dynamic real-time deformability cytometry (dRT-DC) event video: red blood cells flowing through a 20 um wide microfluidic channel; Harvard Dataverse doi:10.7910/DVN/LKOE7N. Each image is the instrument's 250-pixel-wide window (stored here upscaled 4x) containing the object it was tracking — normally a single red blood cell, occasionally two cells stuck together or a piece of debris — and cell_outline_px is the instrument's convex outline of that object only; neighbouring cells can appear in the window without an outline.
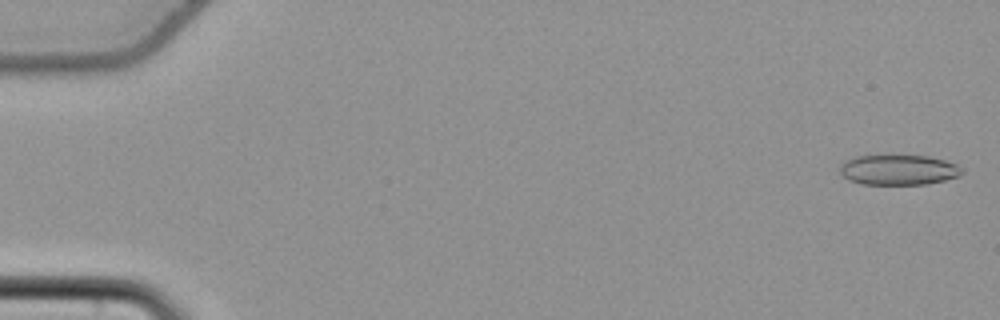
{"species": "common noctule bat (a hibernating species)", "species_latin": "Nyctalus noctula", "temperature_condition": "cold", "stored_images_in_passage": 56, "camera_frame_rate_fps": 3000, "um_per_image_px": 0.085, "animal": {"sex": "female", "body_mass_g": 22.7, "forearm_length_mm": 54.2}, "frame": {"image": 1, "passage_image": 2, "time_ms": 0.333, "image_size_px": [1000, 320], "cell_outline_px": [[964, 172], [960, 176], [928, 184], [860, 184], [848, 180], [840, 172], [840, 164], [844, 160], [856, 156], [892, 152], [928, 156], [944, 160], [956, 164], [964, 168]], "centroid_in_image_um": [76.36, 14.38], "position_along_channel_um": 8.6, "area_um2": 22.6}}
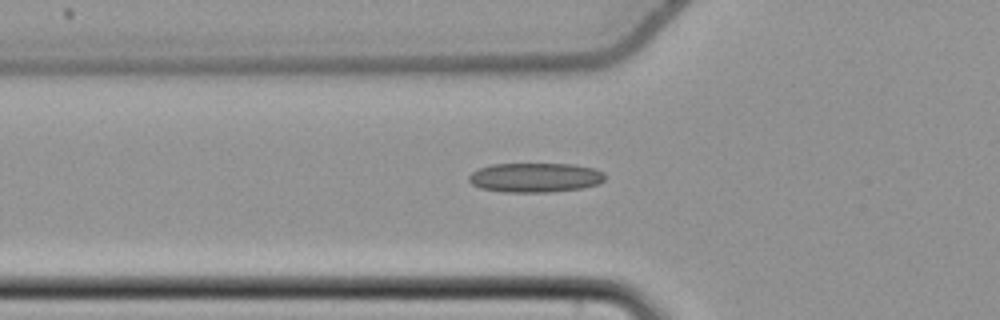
{"frame": {"image": 2, "passage_image": 21, "time_ms": 6.667, "image_size_px": [1000, 320], "cell_outline_px": [[604, 180], [600, 184], [580, 188], [548, 192], [504, 192], [480, 188], [472, 184], [468, 180], [468, 176], [472, 172], [480, 168], [492, 164], [576, 164], [596, 168], [604, 172]], "centroid_in_image_um": [45.51, 15.08], "position_along_channel_um": 80.3, "area_um2": 23.47}}
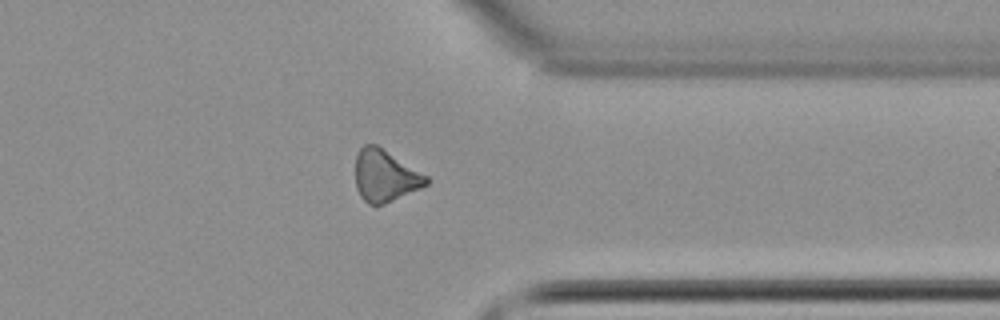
{"frame": {"image": 3, "passage_image": 45, "time_ms": 14.667, "image_size_px": [1000, 320], "cell_outline_px": [[428, 184], [420, 188], [376, 208], [368, 204], [360, 196], [356, 188], [356, 156], [360, 148], [364, 144], [376, 144], [428, 176]], "centroid_in_image_um": [32.71, 14.97], "position_along_channel_um": 378.7, "area_um2": 21.5}, "authors_computed_cell_mechanics": {"area_um2": 22.0796, "velocity_mm_per_s": 3.7907, "shape_relaxation_time_tau1_ms": 7.8471, "shape_relaxation_time_tau2_ms": 10.486, "deformation_change_tau1": 0.1177, "deformation_change_tau2": 0.2192}}